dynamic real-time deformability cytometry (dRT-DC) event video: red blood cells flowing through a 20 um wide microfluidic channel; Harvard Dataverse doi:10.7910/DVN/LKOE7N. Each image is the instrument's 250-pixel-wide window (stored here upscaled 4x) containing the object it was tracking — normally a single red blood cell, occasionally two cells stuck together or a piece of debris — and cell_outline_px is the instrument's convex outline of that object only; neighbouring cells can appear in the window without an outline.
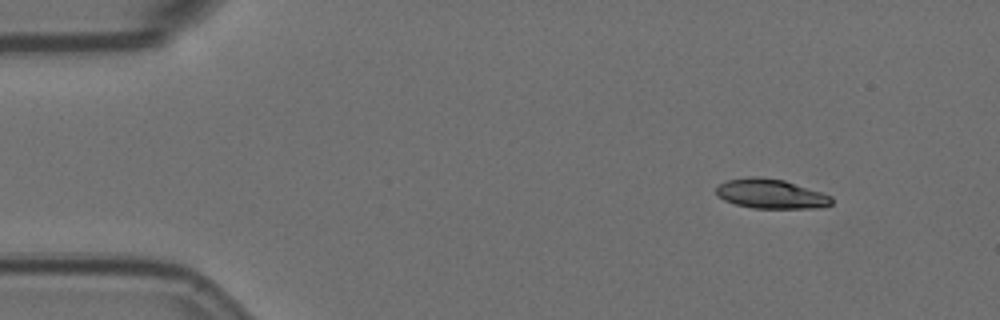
{"species": "Egyptian fruit bat (a non-hibernating species)", "species_latin": "Rousettus aegyptiacus", "temperature_condition": "room temperature", "stored_images_in_passage": 5, "camera_frame_rate_fps": 3000, "um_per_image_px": 0.085, "animal": {"sex": "female"}, "frame": {"image": 1, "passage_image": 1, "time_ms": 0.0, "image_size_px": [1000, 320], "cell_outline_px": [[832, 204], [824, 208], [752, 208], [736, 204], [724, 200], [716, 196], [716, 188], [720, 184], [728, 180], [752, 176], [784, 180], [832, 196]], "centroid_in_image_um": [65.53, 16.49], "position_along_channel_um": 19.5, "area_um2": 19.77}}
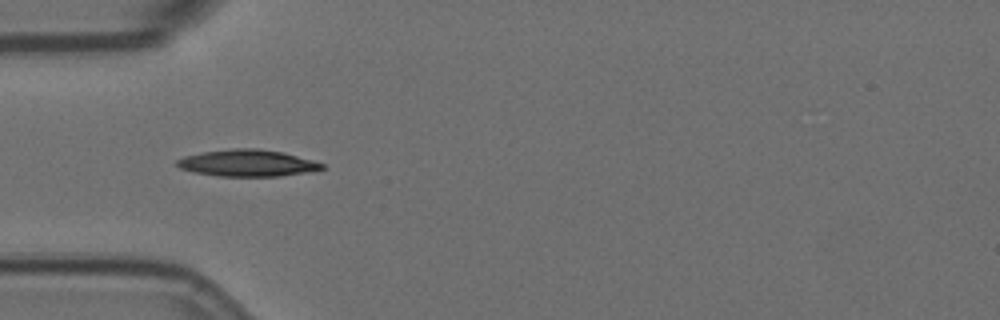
{"frame": {"image": 2, "passage_image": 4, "time_ms": 1.0, "image_size_px": [1000, 320], "cell_outline_px": [[324, 168], [308, 172], [280, 176], [216, 176], [192, 172], [180, 168], [176, 164], [176, 160], [184, 156], [204, 152], [232, 148], [256, 148], [284, 152], [312, 160], [324, 164]], "centroid_in_image_um": [21.01, 13.86], "position_along_channel_um": 64.0, "area_um2": 22.6}}
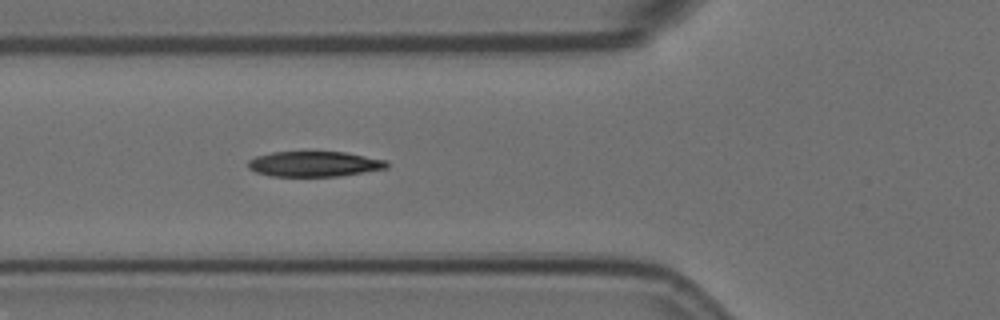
{"frame": {"image": 3, "passage_image": 5, "time_ms": 1.333, "image_size_px": [1000, 320], "cell_outline_px": [[388, 168], [340, 176], [272, 176], [256, 172], [248, 168], [248, 160], [256, 156], [272, 152], [344, 152], [388, 160]], "centroid_in_image_um": [26.73, 13.94], "position_along_channel_um": 99.1, "area_um2": 20.46}}